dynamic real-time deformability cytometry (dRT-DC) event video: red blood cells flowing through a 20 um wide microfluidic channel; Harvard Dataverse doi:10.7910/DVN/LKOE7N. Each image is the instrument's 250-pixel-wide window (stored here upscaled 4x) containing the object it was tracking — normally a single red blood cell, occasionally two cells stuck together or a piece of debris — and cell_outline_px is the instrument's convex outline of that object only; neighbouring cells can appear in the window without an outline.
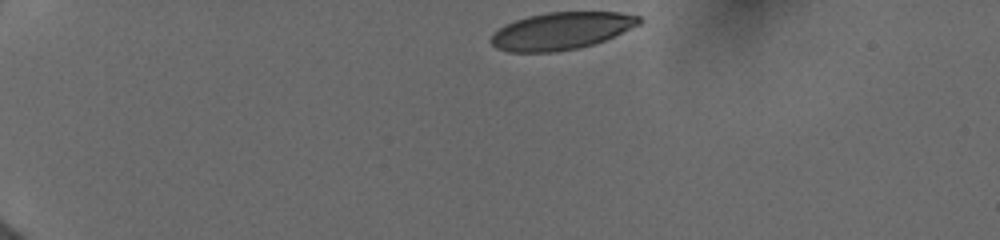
{"species": "human", "species_latin": "Homo sapiens", "temperature_condition": "cold", "stored_images_in_passage": 32, "camera_frame_rate_fps": 3000, "um_per_image_px": 0.085, "donor": {"sex": "female"}, "frame": {"image": 1, "passage_image": 1, "time_ms": 0.0, "image_size_px": [1000, 240], "cell_outline_px": [[644, 20], [640, 24], [604, 40], [592, 44], [576, 48], [556, 52], [508, 52], [496, 48], [488, 40], [492, 32], [504, 24], [528, 16], [548, 12], [620, 12], [640, 16]], "centroid_in_image_um": [47.66, 2.62], "position_along_channel_um": 37.3, "area_um2": 32.31}}
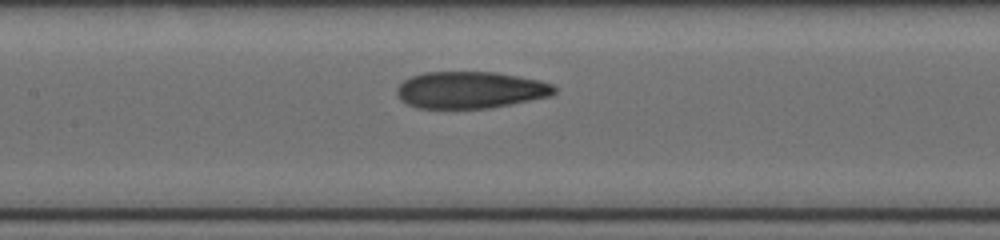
{"frame": {"image": 2, "passage_image": 14, "time_ms": 5.333, "image_size_px": [1000, 240], "cell_outline_px": [[556, 92], [552, 96], [488, 108], [420, 108], [408, 104], [400, 100], [396, 96], [396, 88], [404, 80], [412, 76], [424, 72], [496, 72], [540, 80], [552, 84], [556, 88]], "centroid_in_image_um": [39.98, 7.64], "position_along_channel_um": 167.4, "area_um2": 33.87}}
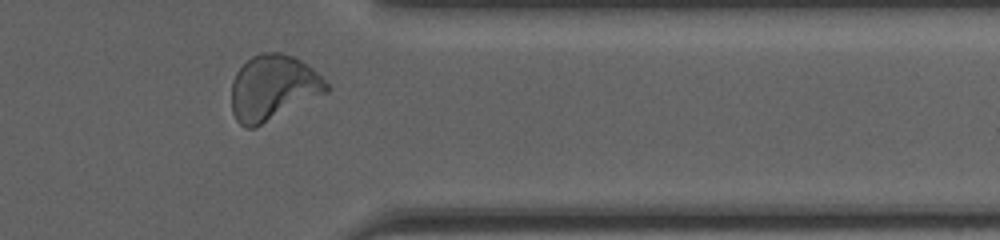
{"frame": {"image": 3, "passage_image": 28, "time_ms": 11.0, "image_size_px": [1000, 240], "cell_outline_px": [[332, 88], [328, 92], [256, 128], [248, 128], [240, 124], [236, 120], [232, 112], [232, 80], [236, 72], [252, 56], [260, 52], [280, 52], [292, 56], [300, 60], [312, 68]], "centroid_in_image_um": [23.21, 7.47], "position_along_channel_um": 388.2, "area_um2": 36.3}, "authors_computed_cell_mechanics": {"area_um2": 33.8997, "velocity_mm_per_s": 3.9631, "shape_relaxation_time_tau1_ms": null, "shape_relaxation_time_tau2_ms": 1.3204, "deformation_change_tau1": null, "deformation_change_tau2": 0.0708}}